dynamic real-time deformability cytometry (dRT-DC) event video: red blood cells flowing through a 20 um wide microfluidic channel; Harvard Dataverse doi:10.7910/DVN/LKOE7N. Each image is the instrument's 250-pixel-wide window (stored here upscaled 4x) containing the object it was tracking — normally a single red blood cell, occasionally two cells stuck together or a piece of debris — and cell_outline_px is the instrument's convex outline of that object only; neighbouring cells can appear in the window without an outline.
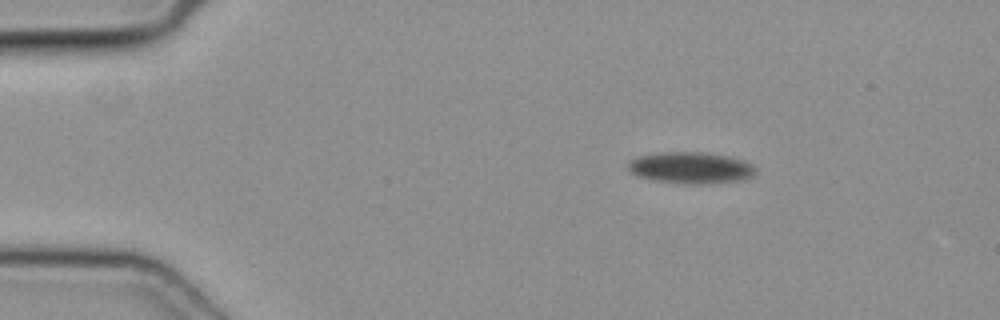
{"species": "common noctule bat (a hibernating species)", "species_latin": "Nyctalus noctula", "temperature_condition": "cold", "stored_images_in_passage": 42, "camera_frame_rate_fps": 3000, "um_per_image_px": 0.085, "animal": {"sex": "female", "body_mass_g": 19.3, "forearm_length_mm": 54.1}, "frame": {"image": 1, "passage_image": 1, "time_ms": 0.0, "image_size_px": [1000, 320], "cell_outline_px": [[756, 172], [752, 176], [740, 180], [712, 184], [688, 184], [660, 180], [636, 176], [628, 168], [628, 160], [636, 156], [660, 152], [704, 152], [728, 156], [744, 160], [752, 164], [756, 168]], "centroid_in_image_um": [58.73, 14.25], "position_along_channel_um": 26.3, "area_um2": 23.52}}
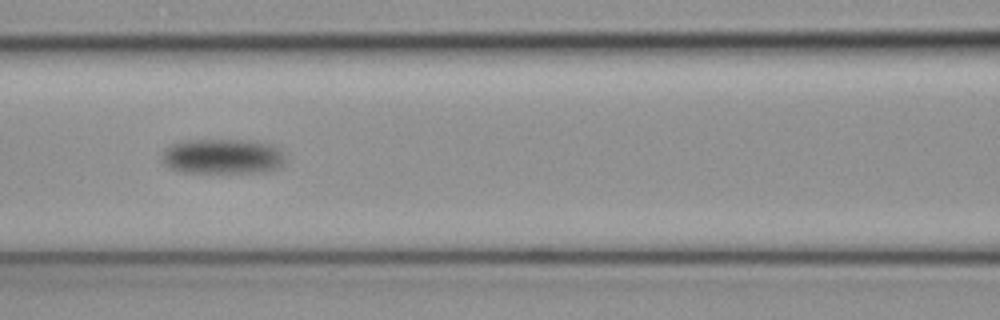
{"frame": {"image": 2, "passage_image": 17, "time_ms": 5.333, "image_size_px": [1000, 320], "cell_outline_px": [[284, 164], [280, 168], [264, 172], [180, 172], [168, 168], [160, 164], [160, 160], [164, 152], [172, 144], [188, 140], [244, 140], [272, 144], [280, 148], [284, 156]], "centroid_in_image_um": [18.92, 13.31], "position_along_channel_um": 147.7, "area_um2": 25.49}}
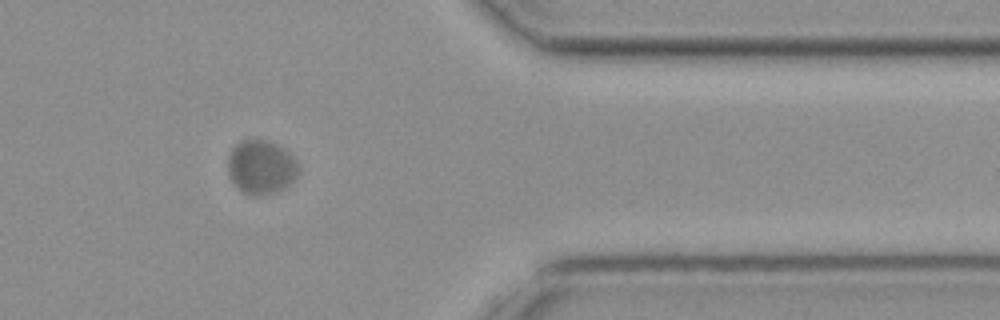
{"frame": {"image": 3, "passage_image": 38, "time_ms": 12.333, "image_size_px": [1000, 320], "cell_outline_px": [[296, 176], [284, 188], [268, 196], [252, 196], [240, 192], [236, 188], [228, 176], [228, 156], [232, 148], [240, 140], [268, 140], [284, 148], [296, 160]], "centroid_in_image_um": [22.13, 14.23], "position_along_channel_um": 389.3, "area_um2": 22.43}}